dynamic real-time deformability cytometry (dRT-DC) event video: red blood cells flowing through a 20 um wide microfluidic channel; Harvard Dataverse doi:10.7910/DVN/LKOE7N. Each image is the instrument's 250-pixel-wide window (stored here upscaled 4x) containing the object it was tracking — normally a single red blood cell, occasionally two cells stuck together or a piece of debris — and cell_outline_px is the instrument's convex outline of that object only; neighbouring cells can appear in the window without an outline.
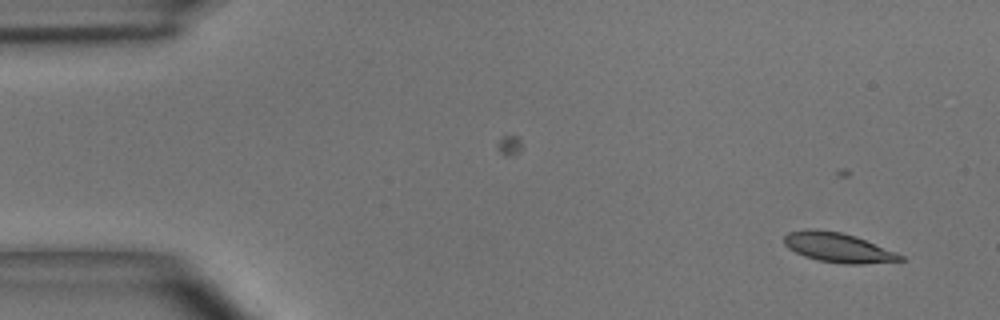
{"species": "common noctule bat (a hibernating species)", "species_latin": "Nyctalus noctula", "temperature_condition": "room temperature", "stored_images_in_passage": 3, "camera_frame_rate_fps": 3000, "um_per_image_px": 0.085, "animal": {"sex": "male", "body_mass_g": 15.6}, "frame": {"image": 1, "passage_image": 3, "time_ms": 0.667, "image_size_px": [1000, 320], "cell_outline_px": [[904, 260], [864, 264], [844, 264], [820, 260], [804, 256], [788, 248], [784, 244], [784, 236], [788, 232], [804, 228], [816, 228], [844, 232], [856, 236], [896, 252], [904, 256]], "centroid_in_image_um": [71.21, 21.01], "position_along_channel_um": 13.8, "area_um2": 20.23}}